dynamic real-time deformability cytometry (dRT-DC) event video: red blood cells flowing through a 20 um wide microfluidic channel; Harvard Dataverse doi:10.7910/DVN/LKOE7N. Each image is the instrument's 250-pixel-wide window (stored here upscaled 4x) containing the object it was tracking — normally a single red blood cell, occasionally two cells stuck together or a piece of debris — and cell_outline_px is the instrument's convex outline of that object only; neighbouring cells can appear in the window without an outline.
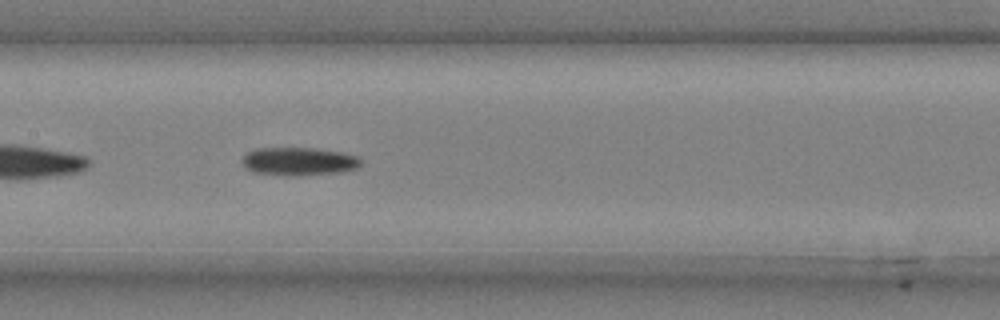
{"species": "common noctule bat (a hibernating species)", "species_latin": "Nyctalus noctula", "temperature_condition": "cold", "stored_images_in_passage": 37, "camera_frame_rate_fps": 3000, "um_per_image_px": 0.085, "animal": {"sex": "male", "body_mass_g": 20.4}, "frame": {"image": 1, "passage_image": 11, "time_ms": 3.333, "image_size_px": [1000, 320], "cell_outline_px": [[360, 164], [356, 168], [340, 172], [296, 176], [284, 176], [252, 172], [244, 168], [240, 160], [248, 152], [256, 148], [316, 148], [340, 152], [356, 156], [360, 160]], "centroid_in_image_um": [25.32, 13.73], "position_along_channel_um": 182.1, "area_um2": 19.59}}
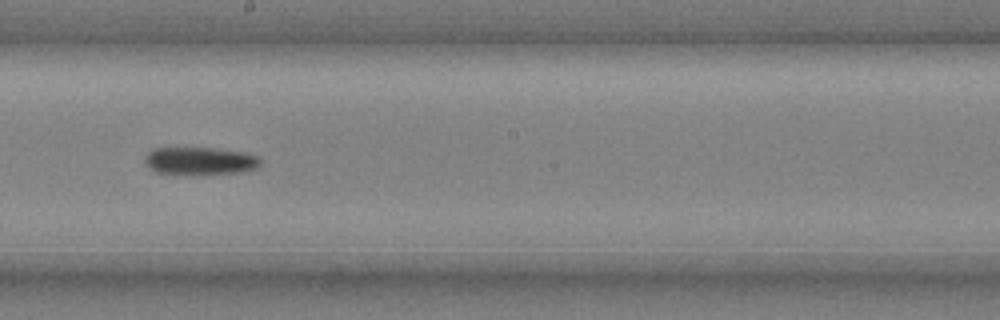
{"frame": {"image": 2, "passage_image": 15, "time_ms": 4.667, "image_size_px": [1000, 320], "cell_outline_px": [[260, 164], [256, 168], [244, 172], [156, 172], [148, 168], [144, 164], [144, 156], [152, 148], [212, 148], [240, 152], [260, 156]], "centroid_in_image_um": [16.96, 13.64], "position_along_channel_um": 231.2, "area_um2": 17.98}}